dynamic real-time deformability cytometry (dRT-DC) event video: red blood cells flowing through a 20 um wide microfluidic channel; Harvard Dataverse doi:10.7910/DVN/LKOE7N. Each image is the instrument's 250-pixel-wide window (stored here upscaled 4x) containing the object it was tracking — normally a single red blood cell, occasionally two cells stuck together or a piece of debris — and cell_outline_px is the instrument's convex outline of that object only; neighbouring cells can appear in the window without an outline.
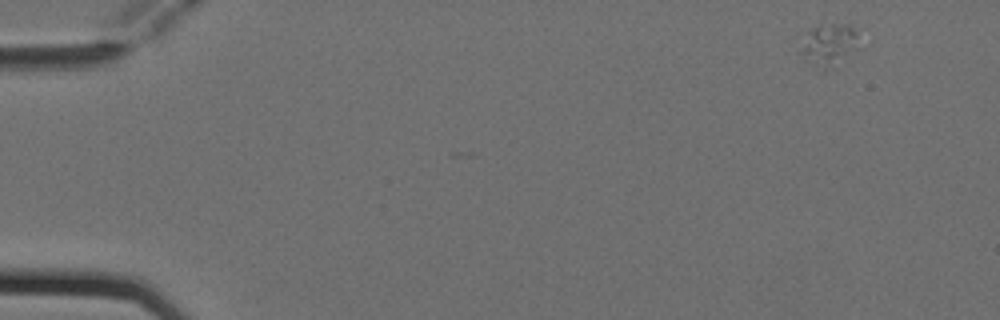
{"species": "Egyptian fruit bat (a non-hibernating species)", "species_latin": "Rousettus aegyptiacus", "temperature_condition": "cold", "stored_images_in_passage": 5, "segment_of_instrument_passage": [2, 2], "camera_frame_rate_fps": 3000, "um_per_image_px": 0.085, "animal": {"sex": "female"}, "frame": {"image": 1, "passage_image": 5, "time_ms": 1.333, "image_size_px": [1000, 320], "cell_outline_px": [[856, 36], [832, 68], [824, 72], [804, 60], [800, 52], [796, 36], [816, 28], [832, 24], [852, 24], [856, 32]], "centroid_in_image_um": [70.19, 3.79], "position_along_channel_um": 14.8, "area_um2": 13.58}}